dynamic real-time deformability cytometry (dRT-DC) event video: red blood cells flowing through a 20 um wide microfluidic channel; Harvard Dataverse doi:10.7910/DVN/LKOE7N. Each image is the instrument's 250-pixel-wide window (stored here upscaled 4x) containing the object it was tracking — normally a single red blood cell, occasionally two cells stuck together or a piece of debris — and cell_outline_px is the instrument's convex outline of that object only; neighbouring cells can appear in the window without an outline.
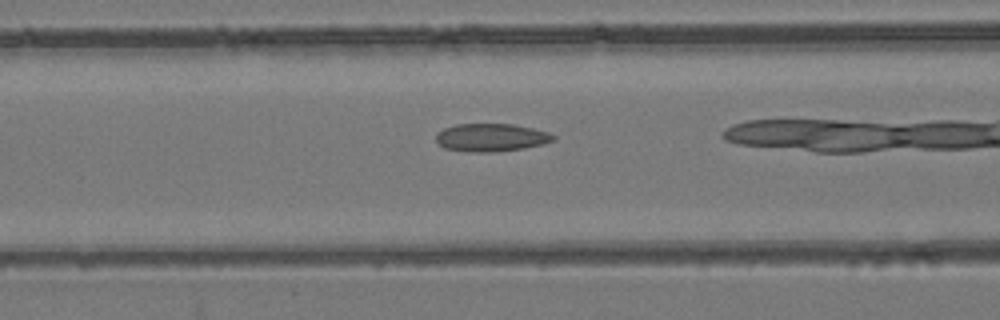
{"species": "common noctule bat (a hibernating species)", "species_latin": "Nyctalus noctula", "temperature_condition": "room temperature", "stored_images_in_passage": 25, "camera_frame_rate_fps": 3000, "um_per_image_px": 0.085, "animal": {"sex": "female", "body_mass_g": 24.6, "forearm_length_mm": 56.2}, "frame": {"image": 1, "passage_image": 5, "time_ms": 1.333, "image_size_px": [1000, 320], "cell_outline_px": [[556, 140], [524, 148], [496, 152], [476, 152], [444, 148], [436, 140], [436, 136], [444, 128], [456, 124], [512, 124], [532, 128], [548, 132], [556, 136]], "centroid_in_image_um": [41.77, 11.68], "position_along_channel_um": 124.8, "area_um2": 18.9}}
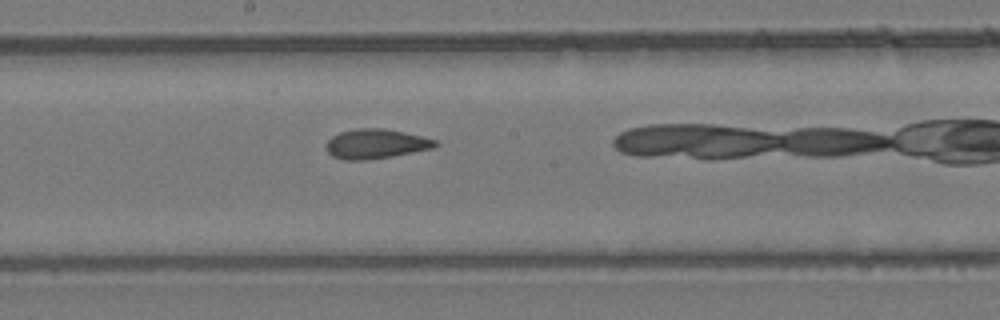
{"frame": {"image": 2, "passage_image": 12, "time_ms": 3.667, "image_size_px": [1000, 320], "cell_outline_px": [[440, 144], [432, 148], [392, 156], [368, 160], [344, 160], [332, 156], [328, 152], [328, 140], [332, 136], [340, 132], [356, 128], [384, 128], [404, 132], [436, 140]], "centroid_in_image_um": [31.94, 12.22], "position_along_channel_um": 216.3, "area_um2": 18.67}}
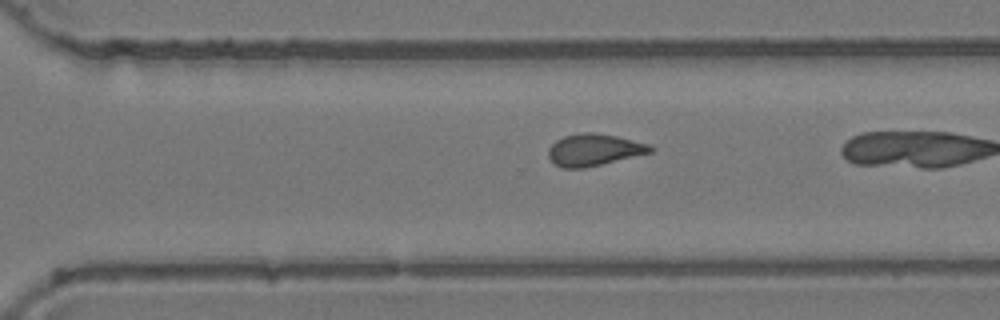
{"frame": {"image": 3, "passage_image": 20, "time_ms": 6.333, "image_size_px": [1000, 320], "cell_outline_px": [[656, 148], [652, 152], [584, 168], [560, 168], [548, 156], [548, 148], [556, 140], [564, 136], [584, 132], [592, 132], [616, 136], [648, 144]], "centroid_in_image_um": [50.48, 12.73], "position_along_channel_um": 320.1, "area_um2": 18.79}}